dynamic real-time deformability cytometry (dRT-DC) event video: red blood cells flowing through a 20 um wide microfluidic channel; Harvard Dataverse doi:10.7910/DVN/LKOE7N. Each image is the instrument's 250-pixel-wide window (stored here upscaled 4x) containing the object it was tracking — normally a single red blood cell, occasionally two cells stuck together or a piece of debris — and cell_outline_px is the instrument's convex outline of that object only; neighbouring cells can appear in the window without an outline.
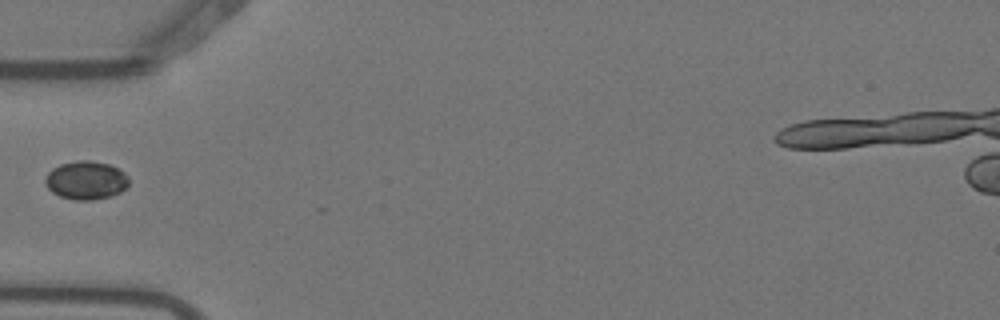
{"species": "Egyptian fruit bat (a non-hibernating species)", "species_latin": "Rousettus aegyptiacus", "temperature_condition": "warm", "stored_images_in_passage": 6, "segment_of_instrument_passage": [2, 2], "camera_frame_rate_fps": 3000, "um_per_image_px": 0.085, "animal": {"sex": "female"}, "frame": {"image": 1, "passage_image": 5, "time_ms": 1.333, "image_size_px": [1000, 320], "cell_outline_px": [[128, 184], [120, 192], [112, 196], [92, 200], [76, 200], [60, 196], [52, 192], [44, 184], [44, 180], [48, 172], [52, 168], [60, 164], [76, 160], [88, 160], [108, 164], [124, 172], [128, 176]], "centroid_in_image_um": [7.28, 15.32], "position_along_channel_um": 77.7, "area_um2": 18.73}}
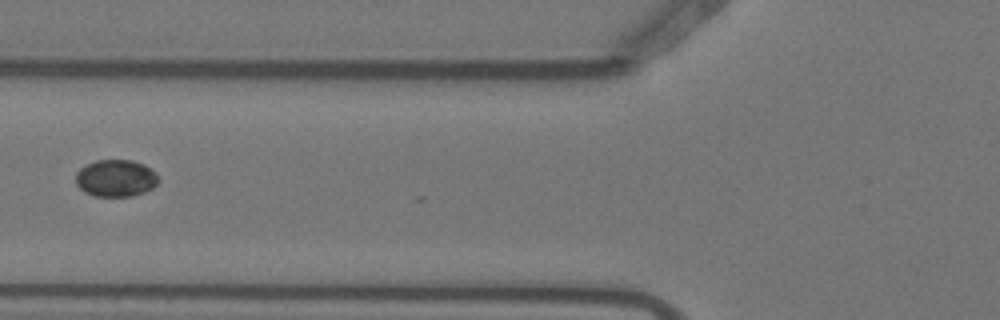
{"frame": {"image": 2, "passage_image": 6, "time_ms": 1.667, "image_size_px": [1000, 320], "cell_outline_px": [[160, 180], [152, 188], [144, 192], [132, 196], [92, 196], [84, 192], [76, 184], [76, 172], [84, 164], [96, 160], [132, 160], [144, 164], [156, 172]], "centroid_in_image_um": [9.83, 15.14], "position_along_channel_um": 116.0, "area_um2": 18.09}}